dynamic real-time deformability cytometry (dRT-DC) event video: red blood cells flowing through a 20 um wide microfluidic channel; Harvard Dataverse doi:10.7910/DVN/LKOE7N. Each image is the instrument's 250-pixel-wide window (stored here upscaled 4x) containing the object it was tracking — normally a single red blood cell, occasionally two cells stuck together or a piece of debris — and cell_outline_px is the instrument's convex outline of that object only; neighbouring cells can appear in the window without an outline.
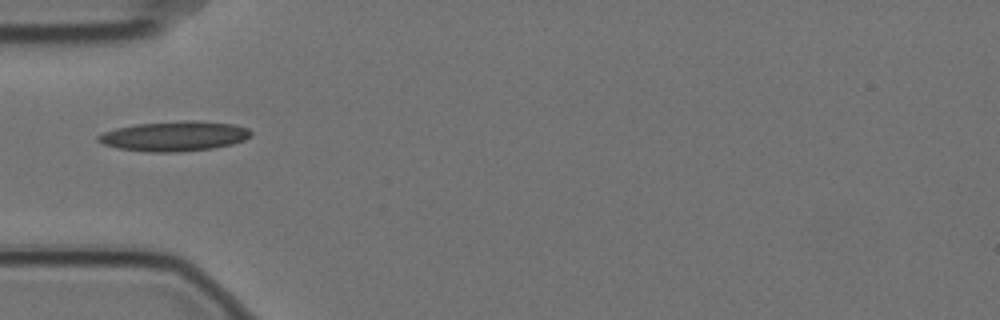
{"species": "Egyptian fruit bat (a non-hibernating species)", "species_latin": "Rousettus aegyptiacus", "temperature_condition": "cold", "stored_images_in_passage": 3, "camera_frame_rate_fps": 3000, "um_per_image_px": 0.085, "animal": {"sex": "female"}, "frame": {"image": 1, "passage_image": 1, "time_ms": 0.0, "image_size_px": [1000, 320], "cell_outline_px": [[252, 136], [244, 140], [232, 144], [212, 148], [180, 152], [148, 152], [120, 148], [104, 144], [96, 140], [96, 136], [104, 132], [116, 128], [136, 124], [184, 120], [196, 120], [232, 124], [248, 128], [252, 132]], "centroid_in_image_um": [14.84, 11.57], "position_along_channel_um": 70.2, "area_um2": 26.65}}
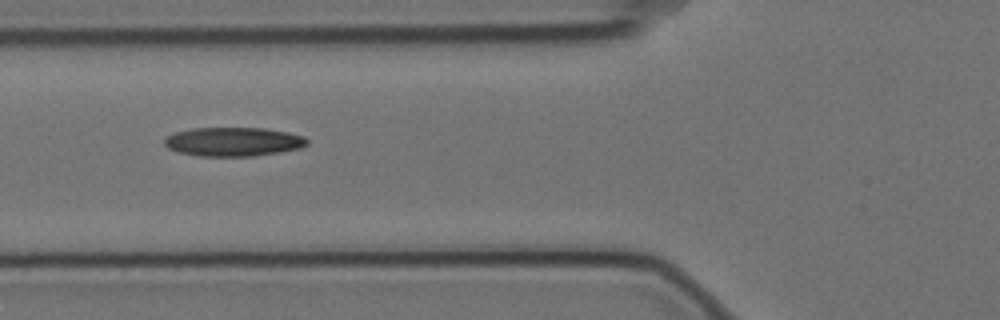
{"frame": {"image": 2, "passage_image": 2, "time_ms": 0.333, "image_size_px": [1000, 320], "cell_outline_px": [[308, 144], [300, 148], [280, 152], [252, 156], [200, 156], [176, 152], [168, 148], [164, 144], [164, 140], [168, 136], [176, 132], [192, 128], [264, 128], [288, 132], [304, 136], [308, 140]], "centroid_in_image_um": [19.84, 12.05], "position_along_channel_um": 106.0, "area_um2": 24.1}}
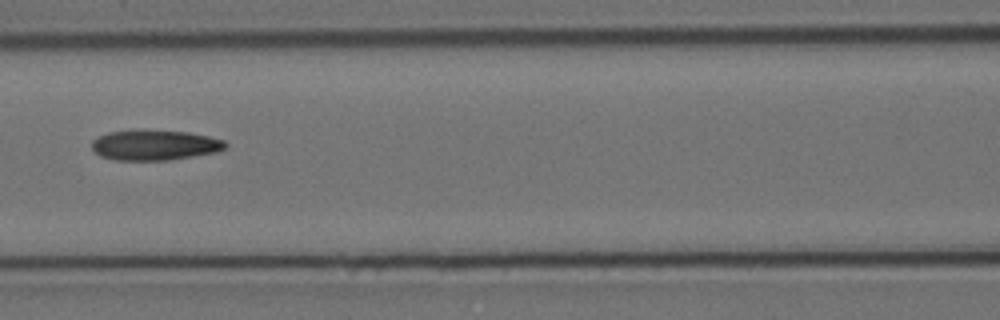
{"frame": {"image": 3, "passage_image": 3, "time_ms": 0.667, "image_size_px": [1000, 320], "cell_outline_px": [[228, 144], [224, 148], [216, 152], [168, 160], [112, 160], [100, 156], [92, 148], [92, 140], [108, 132], [140, 128], [144, 128], [188, 132], [208, 136], [224, 140]], "centroid_in_image_um": [13.12, 12.3], "position_along_channel_um": 153.5, "area_um2": 23.99}}